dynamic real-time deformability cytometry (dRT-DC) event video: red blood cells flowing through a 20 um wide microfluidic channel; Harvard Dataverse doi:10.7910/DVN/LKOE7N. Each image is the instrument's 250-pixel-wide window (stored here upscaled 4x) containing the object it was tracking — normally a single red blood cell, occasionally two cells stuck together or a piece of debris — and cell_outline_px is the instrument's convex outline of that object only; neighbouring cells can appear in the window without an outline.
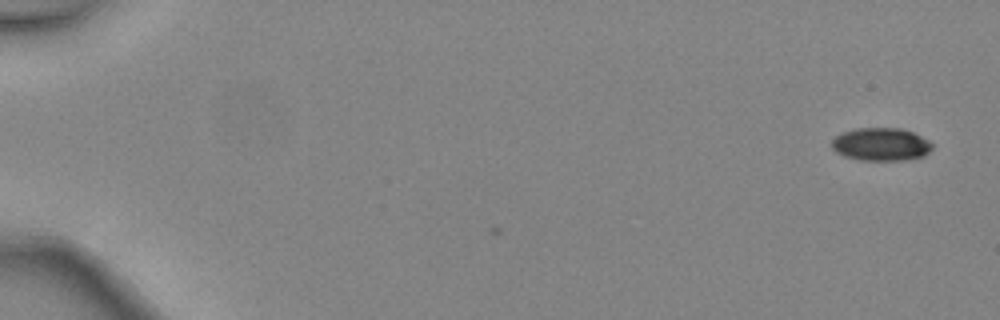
{"species": "common noctule bat (a hibernating species)", "species_latin": "Nyctalus noctula", "temperature_condition": "warm", "stored_images_in_passage": 2, "camera_frame_rate_fps": 3000, "um_per_image_px": 0.085, "animal": {"sex": "female", "body_mass_g": 24.6, "forearm_length_mm": 56.2}, "frame": {"image": 1, "passage_image": 2, "time_ms": 0.333, "image_size_px": [1000, 320], "cell_outline_px": [[932, 148], [924, 156], [904, 160], [860, 160], [844, 156], [836, 152], [832, 148], [832, 140], [836, 136], [844, 132], [856, 128], [900, 128], [912, 132], [928, 140], [932, 144]], "centroid_in_image_um": [74.88, 12.27], "position_along_channel_um": 10.1, "area_um2": 19.19}}